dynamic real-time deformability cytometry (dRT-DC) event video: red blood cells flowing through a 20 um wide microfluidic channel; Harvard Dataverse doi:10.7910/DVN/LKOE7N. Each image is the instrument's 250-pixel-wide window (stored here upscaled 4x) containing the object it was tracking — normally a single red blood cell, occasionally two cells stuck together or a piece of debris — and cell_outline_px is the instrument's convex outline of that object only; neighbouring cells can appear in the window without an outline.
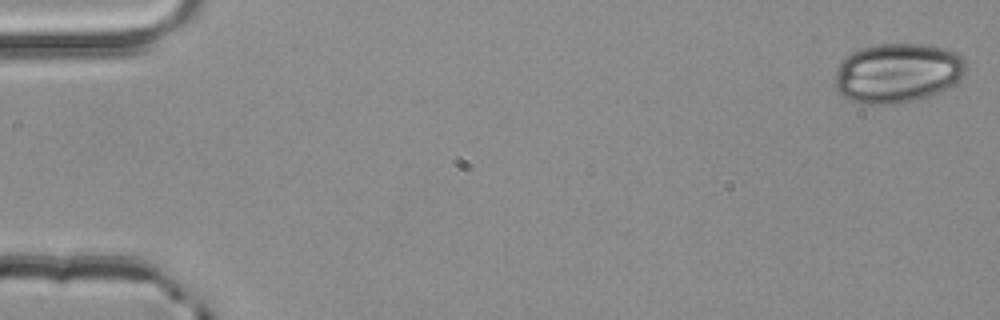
{"species": "common noctule bat (a hibernating species)", "species_latin": "Nyctalus noctula", "temperature_condition": "room temperature", "stored_images_in_passage": 4, "camera_frame_rate_fps": 3000, "um_per_image_px": 0.085, "animal": {"sex": "male", "body_mass_g": 20.4}, "frame": {"image": 1, "passage_image": 1, "time_ms": 0.0, "image_size_px": [1000, 320], "cell_outline_px": [[968, 64], [964, 76], [948, 88], [928, 96], [916, 100], [892, 104], [864, 104], [852, 100], [844, 96], [836, 88], [836, 68], [852, 52], [864, 48], [880, 44], [924, 44], [944, 48], [956, 52]], "centroid_in_image_um": [76.34, 6.2], "position_along_channel_um": 8.7, "area_um2": 45.26}}
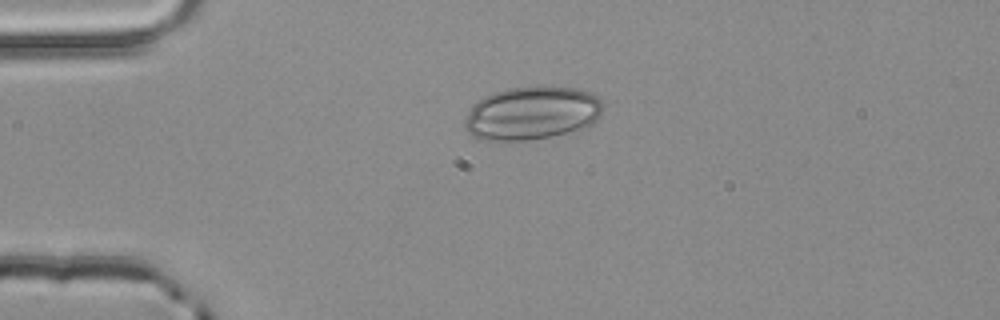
{"frame": {"image": 2, "passage_image": 3, "time_ms": 0.667, "image_size_px": [1000, 320], "cell_outline_px": [[604, 104], [600, 120], [592, 124], [580, 128], [552, 136], [528, 140], [484, 140], [472, 136], [464, 128], [464, 120], [468, 112], [484, 96], [492, 92], [508, 88], [540, 84], [544, 84], [576, 88], [588, 92], [596, 96]], "centroid_in_image_um": [45.24, 9.58], "position_along_channel_um": 39.8, "area_um2": 43.52}}
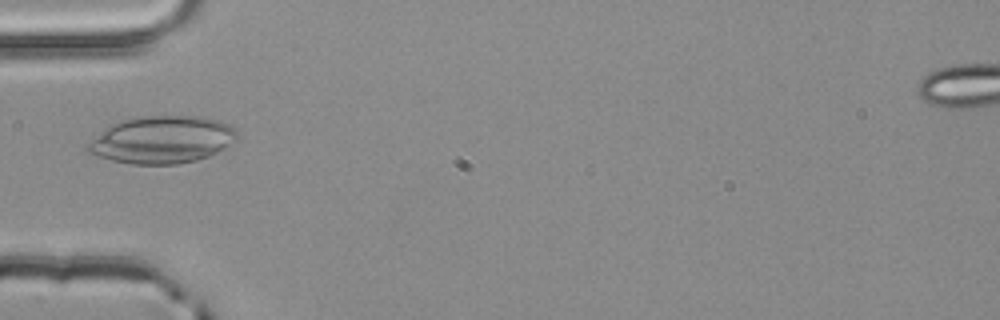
{"frame": {"image": 3, "passage_image": 4, "time_ms": 1.0, "image_size_px": [1000, 320], "cell_outline_px": [[236, 140], [216, 152], [208, 156], [196, 160], [180, 164], [132, 164], [112, 160], [88, 152], [84, 148], [92, 140], [108, 128], [124, 120], [148, 116], [204, 116], [220, 120], [236, 128]], "centroid_in_image_um": [13.84, 11.88], "position_along_channel_um": 71.2, "area_um2": 40.58}}